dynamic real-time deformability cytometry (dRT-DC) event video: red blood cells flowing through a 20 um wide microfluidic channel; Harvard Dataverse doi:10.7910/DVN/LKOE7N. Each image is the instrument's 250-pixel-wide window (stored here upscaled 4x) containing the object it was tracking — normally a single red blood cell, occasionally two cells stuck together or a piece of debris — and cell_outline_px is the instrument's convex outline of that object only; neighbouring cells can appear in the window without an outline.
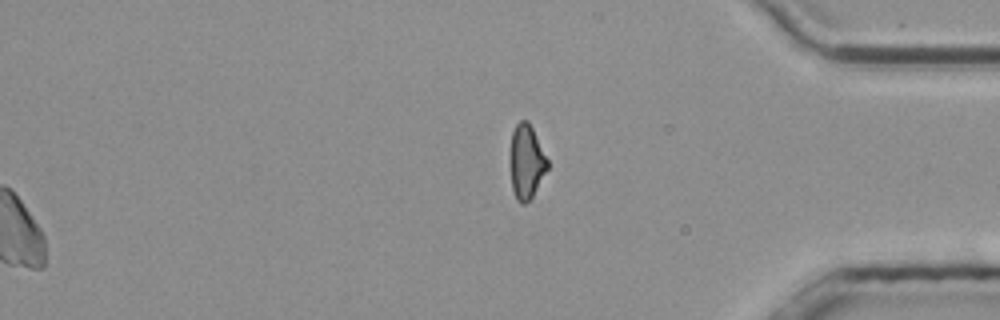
{"species": "common noctule bat (a hibernating species)", "species_latin": "Nyctalus noctula", "temperature_condition": "room temperature", "stored_images_in_passage": 53, "segment_of_instrument_passage": [2, 2], "camera_frame_rate_fps": 3000, "um_per_image_px": 0.085, "animal": {"sex": "male", "body_mass_g": 20.4}, "frame": {"image": 1, "passage_image": 53, "time_ms": 17.333, "image_size_px": [1000, 320], "cell_outline_px": [[548, 168], [532, 196], [524, 204], [520, 204], [516, 200], [512, 188], [508, 160], [512, 132], [516, 124], [520, 120], [528, 120], [548, 160]], "centroid_in_image_um": [44.7, 13.75], "position_along_channel_um": 390.5, "area_um2": 16.36}}